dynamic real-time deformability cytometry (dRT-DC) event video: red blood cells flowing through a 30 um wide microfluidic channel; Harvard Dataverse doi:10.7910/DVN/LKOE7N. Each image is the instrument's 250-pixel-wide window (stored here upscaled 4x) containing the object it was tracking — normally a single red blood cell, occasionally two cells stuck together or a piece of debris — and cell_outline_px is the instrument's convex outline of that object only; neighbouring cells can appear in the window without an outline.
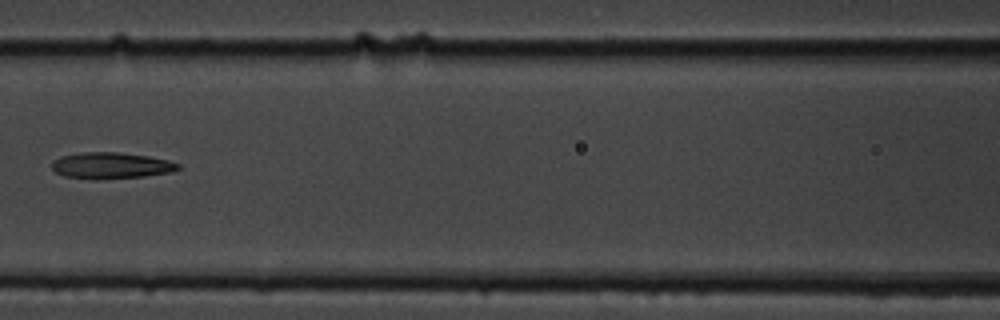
{"species": "common noctule bat (a hibernating species)", "species_latin": "Nyctalus noctula", "temperature_condition": "cold", "stored_images_in_passage": 7, "camera_frame_rate_fps": 3000, "um_per_image_px": 0.085, "animal": {"sex": "male", "body_mass_g": 19.5, "forearm_length_mm": 54.6}, "frame": {"image": 1, "passage_image": 5, "time_ms": 4.667, "image_size_px": [1000, 320], "cell_outline_px": [[180, 168], [172, 172], [144, 176], [96, 180], [64, 176], [56, 172], [52, 168], [52, 160], [60, 156], [84, 152], [116, 152], [148, 156], [168, 160], [180, 164]], "centroid_in_image_um": [9.42, 14.07], "position_along_channel_um": 157.2, "area_um2": 19.42}}
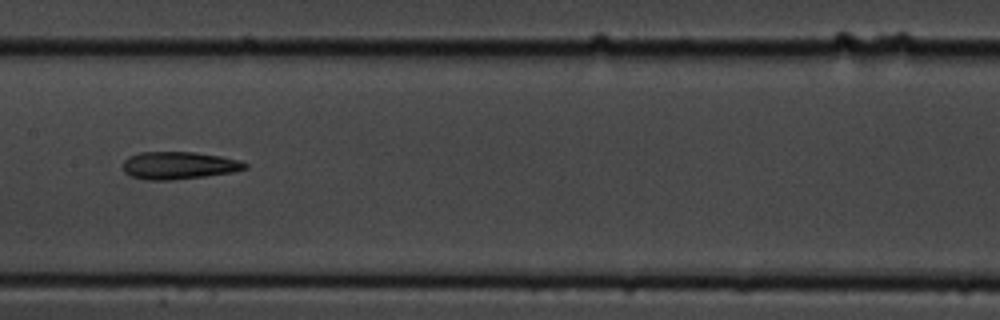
{"frame": {"image": 2, "passage_image": 6, "time_ms": 5.667, "image_size_px": [1000, 320], "cell_outline_px": [[248, 168], [232, 172], [204, 176], [172, 180], [144, 180], [132, 176], [124, 172], [124, 160], [128, 156], [140, 152], [196, 152], [220, 156], [240, 160], [248, 164]], "centroid_in_image_um": [15.2, 14.06], "position_along_channel_um": 192.2, "area_um2": 19.59}}
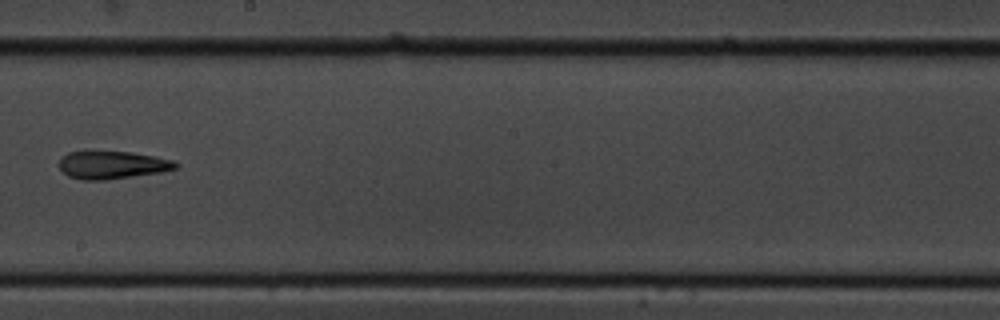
{"frame": {"image": 3, "passage_image": 7, "time_ms": 7.0, "image_size_px": [1000, 320], "cell_outline_px": [[180, 164], [176, 168], [160, 172], [104, 180], [84, 180], [68, 176], [60, 168], [60, 156], [68, 152], [132, 152], [172, 160]], "centroid_in_image_um": [9.52, 14.02], "position_along_channel_um": 238.7, "area_um2": 18.55}}